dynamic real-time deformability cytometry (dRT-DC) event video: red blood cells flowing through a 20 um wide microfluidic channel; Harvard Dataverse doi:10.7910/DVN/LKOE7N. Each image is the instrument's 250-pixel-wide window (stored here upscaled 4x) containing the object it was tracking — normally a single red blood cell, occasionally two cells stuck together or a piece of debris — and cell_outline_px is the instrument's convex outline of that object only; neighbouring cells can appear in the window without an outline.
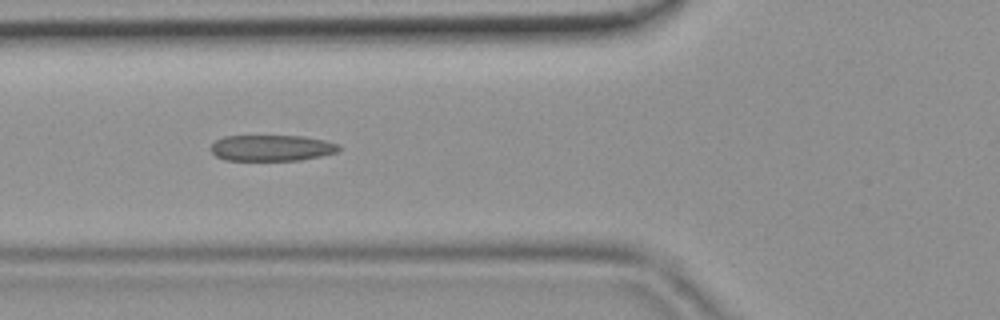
{"species": "common noctule bat (a hibernating species)", "species_latin": "Nyctalus noctula", "temperature_condition": "room temperature", "stored_images_in_passage": 40, "camera_frame_rate_fps": 3000, "um_per_image_px": 0.085, "animal": {"sex": "female", "body_mass_g": 19.9}, "frame": {"image": 1, "passage_image": 12, "time_ms": 3.667, "image_size_px": [1000, 320], "cell_outline_px": [[340, 148], [336, 152], [320, 156], [300, 160], [224, 160], [216, 156], [212, 152], [212, 144], [216, 140], [224, 136], [304, 136], [324, 140], [340, 144]], "centroid_in_image_um": [23.1, 12.57], "position_along_channel_um": 102.7, "area_um2": 19.36}}
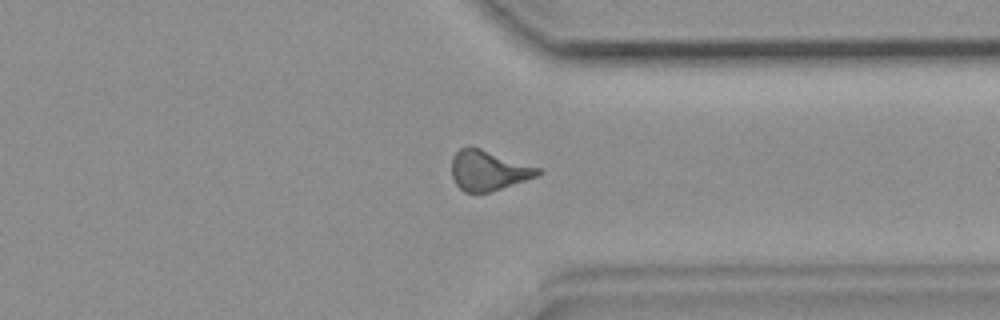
{"frame": {"image": 2, "passage_image": 30, "time_ms": 9.667, "image_size_px": [1000, 320], "cell_outline_px": [[544, 172], [536, 176], [488, 192], [464, 192], [456, 184], [452, 176], [452, 156], [460, 148], [480, 148], [540, 168]], "centroid_in_image_um": [41.49, 14.49], "position_along_channel_um": 369.9, "area_um2": 19.65}}
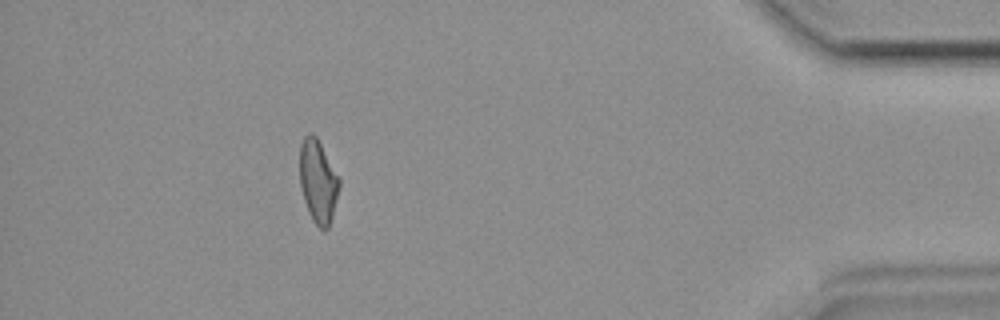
{"frame": {"image": 3, "passage_image": 36, "time_ms": 11.667, "image_size_px": [1000, 320], "cell_outline_px": [[340, 188], [332, 216], [328, 228], [324, 232], [312, 220], [308, 212], [300, 188], [300, 144], [304, 136], [308, 132], [312, 132], [316, 136], [340, 176]], "centroid_in_image_um": [27.04, 15.4], "position_along_channel_um": 408.2, "area_um2": 19.48}}